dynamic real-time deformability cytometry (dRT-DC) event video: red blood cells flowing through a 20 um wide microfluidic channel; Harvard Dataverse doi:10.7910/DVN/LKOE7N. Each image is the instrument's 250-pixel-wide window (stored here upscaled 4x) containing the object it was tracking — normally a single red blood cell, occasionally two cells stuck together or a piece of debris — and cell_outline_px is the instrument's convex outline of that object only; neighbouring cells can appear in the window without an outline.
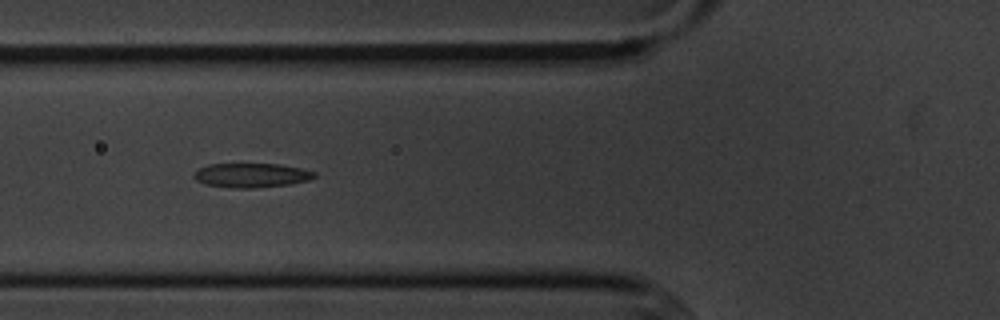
{"species": "common noctule bat (a hibernating species)", "species_latin": "Nyctalus noctula", "temperature_condition": "cold", "stored_images_in_passage": 14, "camera_frame_rate_fps": 3000, "um_per_image_px": 0.085, "animal": {"sex": "male", "body_mass_g": 20.1, "forearm_length_mm": 53.5}, "frame": {"image": 1, "passage_image": 5, "time_ms": 5.333, "image_size_px": [1000, 320], "cell_outline_px": [[316, 176], [308, 180], [288, 184], [252, 188], [228, 188], [204, 184], [196, 180], [192, 176], [192, 172], [196, 168], [208, 164], [280, 164], [300, 168], [316, 172]], "centroid_in_image_um": [21.28, 14.89], "position_along_channel_um": 104.5, "area_um2": 17.22}}
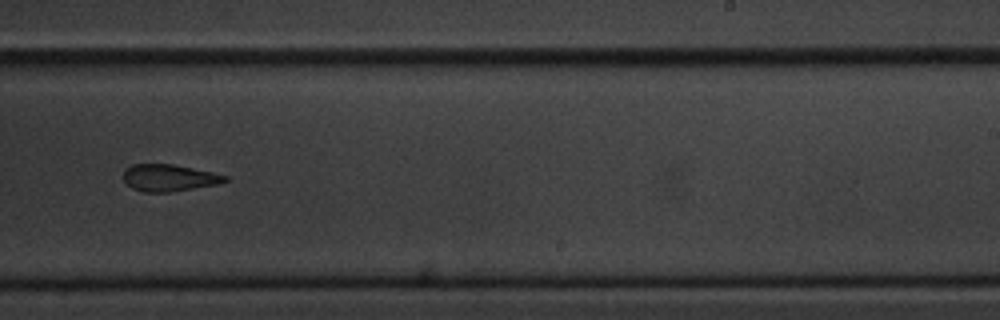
{"frame": {"image": 2, "passage_image": 9, "time_ms": 10.0, "image_size_px": [1000, 320], "cell_outline_px": [[228, 180], [216, 184], [172, 192], [144, 192], [132, 188], [124, 180], [124, 168], [132, 164], [172, 164], [212, 172], [228, 176]], "centroid_in_image_um": [14.34, 15.11], "position_along_channel_um": 274.7, "area_um2": 15.84}}
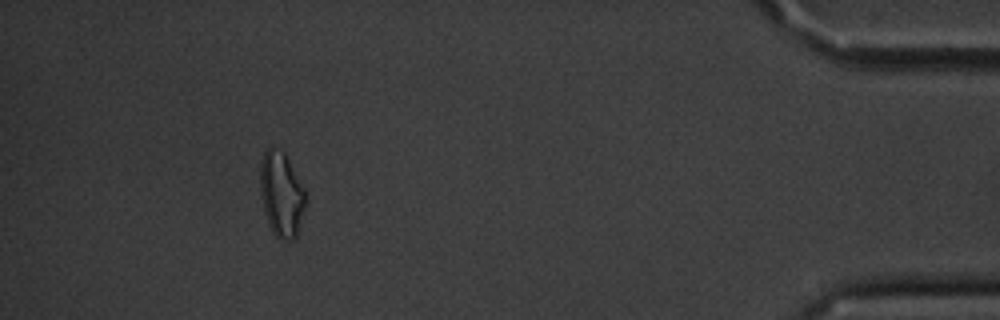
{"frame": {"image": 3, "passage_image": 13, "time_ms": 15.333, "image_size_px": [1000, 320], "cell_outline_px": [[308, 200], [296, 236], [292, 240], [280, 240], [272, 232], [268, 224], [264, 212], [260, 192], [260, 164], [264, 152], [268, 148], [272, 148], [284, 152], [304, 188]], "centroid_in_image_um": [23.93, 16.55], "position_along_channel_um": 411.3, "area_um2": 22.6}, "authors_computed_cell_mechanics": {"area_um2": 17.6001, "velocity_mm_per_s": 3.6452, "shape_relaxation_time_tau1_ms": 3.1705, "shape_relaxation_time_tau2_ms": 5.4061, "deformation_change_tau1": 0.1181, "deformation_change_tau2": 0.1299}}